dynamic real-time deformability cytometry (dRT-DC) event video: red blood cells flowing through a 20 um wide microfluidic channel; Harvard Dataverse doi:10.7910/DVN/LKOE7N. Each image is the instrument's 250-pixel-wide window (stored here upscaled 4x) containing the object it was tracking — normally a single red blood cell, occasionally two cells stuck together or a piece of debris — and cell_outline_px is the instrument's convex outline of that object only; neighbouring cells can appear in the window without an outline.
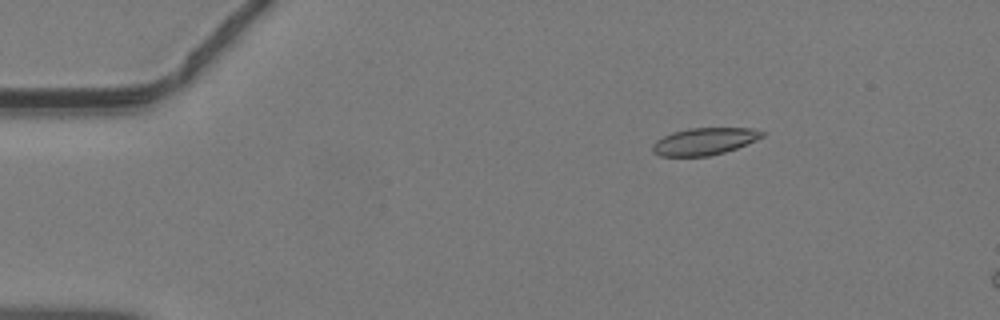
{"species": "common noctule bat (a hibernating species)", "species_latin": "Nyctalus noctula", "temperature_condition": "warm", "stored_images_in_passage": 7, "camera_frame_rate_fps": 3000, "um_per_image_px": 0.085, "animal": {"sex": "male", "body_mass_g": 19.2, "forearm_length_mm": 51.8}, "frame": {"image": 1, "passage_image": 3, "time_ms": 0.667, "image_size_px": [1000, 320], "cell_outline_px": [[764, 136], [756, 140], [736, 148], [724, 152], [708, 156], [660, 156], [652, 152], [652, 144], [656, 140], [672, 132], [688, 128], [752, 128], [764, 132]], "centroid_in_image_um": [59.84, 12.01], "position_along_channel_um": 25.2, "area_um2": 17.28}}